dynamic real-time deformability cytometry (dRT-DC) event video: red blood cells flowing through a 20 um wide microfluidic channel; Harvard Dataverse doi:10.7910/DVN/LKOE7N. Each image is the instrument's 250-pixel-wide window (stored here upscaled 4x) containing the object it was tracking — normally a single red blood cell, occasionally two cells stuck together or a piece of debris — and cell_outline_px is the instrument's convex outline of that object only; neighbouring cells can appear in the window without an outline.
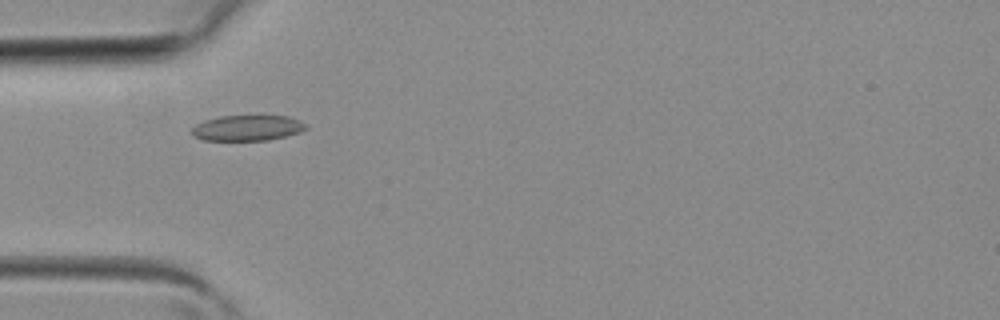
{"species": "common noctule bat (a hibernating species)", "species_latin": "Nyctalus noctula", "temperature_condition": "room temperature", "stored_images_in_passage": 4, "camera_frame_rate_fps": 3000, "um_per_image_px": 0.085, "animal": {"sex": "female", "body_mass_g": 19.3, "forearm_length_mm": 54.1}, "frame": {"image": 1, "passage_image": 4, "time_ms": 1.0, "image_size_px": [1000, 320], "cell_outline_px": [[308, 128], [300, 132], [268, 140], [204, 140], [196, 136], [192, 132], [192, 128], [196, 124], [204, 120], [220, 116], [288, 116], [308, 124]], "centroid_in_image_um": [21.06, 10.87], "position_along_channel_um": 63.9, "area_um2": 16.88}}